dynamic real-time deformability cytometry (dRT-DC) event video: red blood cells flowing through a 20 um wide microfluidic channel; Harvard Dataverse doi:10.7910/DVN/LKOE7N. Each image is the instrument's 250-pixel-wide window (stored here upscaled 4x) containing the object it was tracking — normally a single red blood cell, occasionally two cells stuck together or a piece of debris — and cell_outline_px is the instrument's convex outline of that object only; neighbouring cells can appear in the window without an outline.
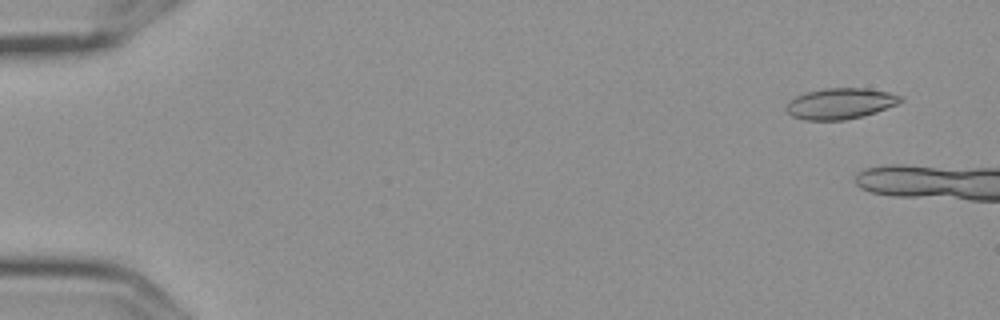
{"species": "Egyptian fruit bat (a non-hibernating species)", "species_latin": "Rousettus aegyptiacus", "temperature_condition": "cold", "stored_images_in_passage": 4, "camera_frame_rate_fps": 3000, "um_per_image_px": 0.085, "frame": {"image": 1, "passage_image": 1, "time_ms": 0.0, "image_size_px": [1000, 320], "cell_outline_px": [[904, 100], [896, 104], [876, 112], [864, 116], [844, 120], [804, 120], [792, 116], [784, 108], [788, 100], [804, 92], [824, 88], [864, 88], [888, 92], [904, 96]], "centroid_in_image_um": [71.4, 8.8], "position_along_channel_um": 13.6, "area_um2": 20.81}}